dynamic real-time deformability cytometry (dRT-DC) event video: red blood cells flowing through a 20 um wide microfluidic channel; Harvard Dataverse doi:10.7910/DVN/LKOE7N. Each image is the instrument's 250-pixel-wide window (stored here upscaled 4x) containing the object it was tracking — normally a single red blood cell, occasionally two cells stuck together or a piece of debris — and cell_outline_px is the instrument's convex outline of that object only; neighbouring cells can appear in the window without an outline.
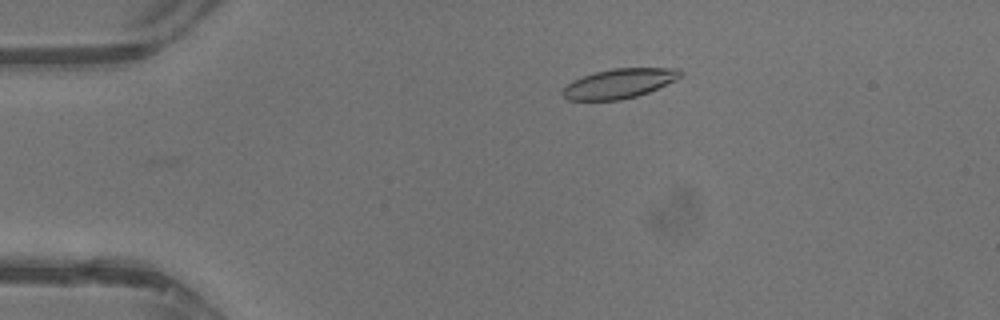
{"species": "common noctule bat (a hibernating species)", "species_latin": "Nyctalus noctula", "temperature_condition": "warm", "stored_images_in_passage": 26, "camera_frame_rate_fps": 3000, "um_per_image_px": 0.085, "animal": {"sex": "male", "body_mass_g": 13.3}, "frame": {"image": 1, "passage_image": 1, "time_ms": 0.0, "image_size_px": [1000, 320], "cell_outline_px": [[684, 72], [676, 80], [648, 92], [636, 96], [620, 100], [568, 100], [560, 92], [572, 80], [596, 72], [612, 68], [676, 68]], "centroid_in_image_um": [52.63, 7.09], "position_along_channel_um": 32.4, "area_um2": 20.17}}
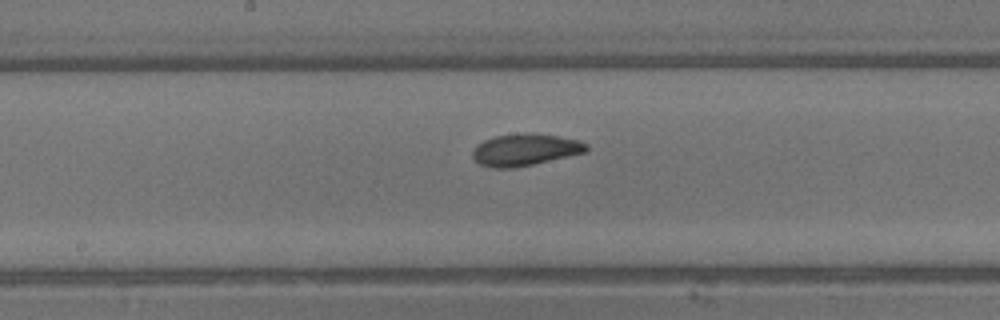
{"frame": {"image": 2, "passage_image": 15, "time_ms": 4.667, "image_size_px": [1000, 320], "cell_outline_px": [[588, 148], [584, 152], [532, 164], [512, 168], [492, 168], [480, 164], [472, 156], [472, 152], [476, 144], [484, 140], [496, 136], [556, 136], [576, 140], [588, 144]], "centroid_in_image_um": [44.56, 12.78], "position_along_channel_um": 203.6, "area_um2": 19.94}}
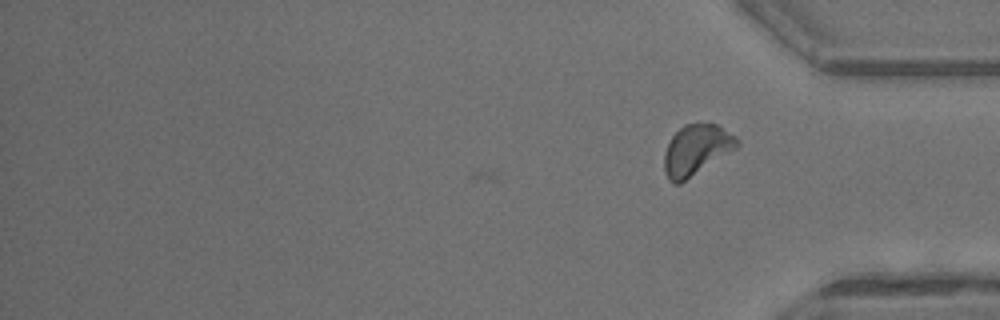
{"frame": {"image": 3, "passage_image": 26, "time_ms": 8.333, "image_size_px": [1000, 320], "cell_outline_px": [[740, 144], [736, 148], [680, 184], [672, 184], [668, 180], [664, 172], [664, 152], [672, 136], [684, 124], [716, 124], [736, 136], [740, 140]], "centroid_in_image_um": [59.17, 12.76], "position_along_channel_um": 376.0, "area_um2": 21.33}, "authors_computed_cell_mechanics": {"area_um2": 20.6057, "velocity_mm_per_s": 4.822, "shape_relaxation_time_tau1_ms": 3.4002, "shape_relaxation_time_tau2_ms": 1.6317, "deformation_change_tau1": 0.12, "deformation_change_tau2": 0.0754}}